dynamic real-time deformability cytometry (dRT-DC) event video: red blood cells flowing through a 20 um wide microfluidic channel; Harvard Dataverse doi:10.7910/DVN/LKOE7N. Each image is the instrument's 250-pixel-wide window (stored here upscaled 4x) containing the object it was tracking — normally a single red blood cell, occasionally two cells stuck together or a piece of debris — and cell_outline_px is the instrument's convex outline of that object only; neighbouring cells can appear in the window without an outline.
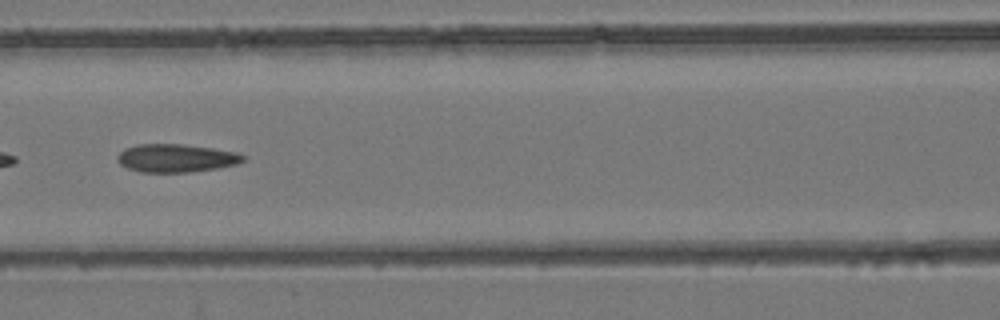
{"species": "common noctule bat (a hibernating species)", "species_latin": "Nyctalus noctula", "temperature_condition": "room temperature", "stored_images_in_passage": 14, "camera_frame_rate_fps": 3000, "um_per_image_px": 0.085, "animal": {"sex": "female", "body_mass_g": 24.6, "forearm_length_mm": 56.2}, "frame": {"image": 1, "passage_image": 7, "time_ms": 2.0, "image_size_px": [1000, 320], "cell_outline_px": [[244, 160], [236, 164], [216, 168], [188, 172], [140, 172], [128, 168], [120, 164], [116, 160], [116, 156], [124, 148], [136, 144], [184, 144], [212, 148], [236, 152], [244, 156]], "centroid_in_image_um": [14.91, 13.43], "position_along_channel_um": 151.7, "area_um2": 20.58}}
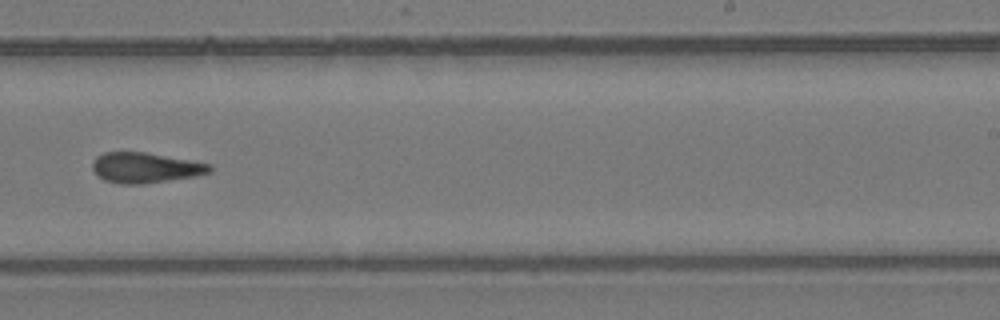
{"frame": {"image": 2, "passage_image": 10, "time_ms": 3.0, "image_size_px": [1000, 320], "cell_outline_px": [[212, 172], [196, 176], [144, 184], [120, 184], [104, 180], [92, 168], [92, 164], [96, 156], [104, 152], [144, 152], [196, 160], [212, 164]], "centroid_in_image_um": [12.42, 14.25], "position_along_channel_um": 276.6, "area_um2": 20.98}}
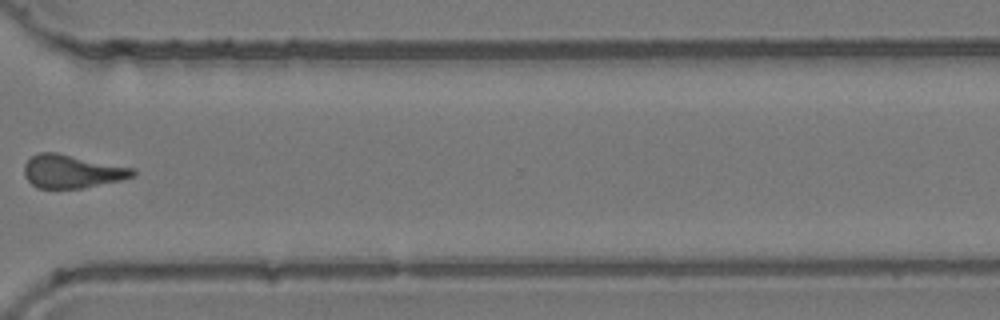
{"frame": {"image": 3, "passage_image": 12, "time_ms": 3.667, "image_size_px": [1000, 320], "cell_outline_px": [[136, 176], [120, 180], [80, 188], [36, 188], [24, 176], [24, 164], [32, 156], [40, 152], [56, 152], [136, 168]], "centroid_in_image_um": [6.13, 14.56], "position_along_channel_um": 364.5, "area_um2": 21.1}}